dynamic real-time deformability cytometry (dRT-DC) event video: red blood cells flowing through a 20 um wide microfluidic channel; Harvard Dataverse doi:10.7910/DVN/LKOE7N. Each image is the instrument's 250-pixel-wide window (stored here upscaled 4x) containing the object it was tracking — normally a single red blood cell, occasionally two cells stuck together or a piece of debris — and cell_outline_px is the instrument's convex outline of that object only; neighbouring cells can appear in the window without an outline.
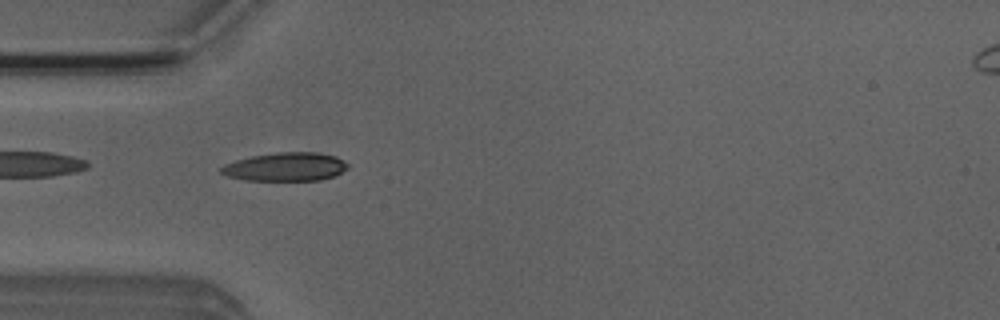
{"species": "Egyptian fruit bat (a non-hibernating species)", "species_latin": "Rousettus aegyptiacus", "temperature_condition": "room temperature", "stored_images_in_passage": 43, "camera_frame_rate_fps": 3000, "um_per_image_px": 0.085, "animal": {"sex": "male"}, "frame": {"image": 1, "passage_image": 7, "time_ms": 2.0, "image_size_px": [1000, 320], "cell_outline_px": [[348, 168], [336, 176], [320, 180], [244, 180], [228, 176], [220, 172], [220, 168], [224, 164], [236, 160], [252, 156], [276, 152], [316, 152], [336, 156], [344, 160], [348, 164]], "centroid_in_image_um": [24.3, 14.18], "position_along_channel_um": 60.7, "area_um2": 21.15}}
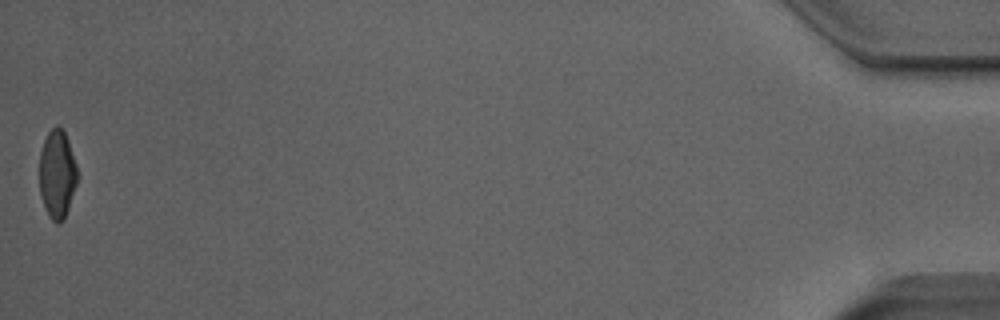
{"frame": {"image": 2, "passage_image": 43, "time_ms": 14.0, "image_size_px": [1000, 320], "cell_outline_px": [[76, 184], [64, 220], [60, 224], [56, 224], [48, 216], [40, 196], [40, 152], [44, 140], [48, 132], [56, 124], [64, 132], [68, 140], [76, 164]], "centroid_in_image_um": [4.84, 14.83], "position_along_channel_um": 430.4, "area_um2": 19.36}, "authors_computed_cell_mechanics": {"area_um2": 20.5768, "velocity_mm_per_s": 3.9627, "shape_relaxation_time_tau1_ms": 4.3531, "shape_relaxation_time_tau2_ms": 1.3794, "deformation_change_tau1": 0.1819, "deformation_change_tau2": 0.0633}}